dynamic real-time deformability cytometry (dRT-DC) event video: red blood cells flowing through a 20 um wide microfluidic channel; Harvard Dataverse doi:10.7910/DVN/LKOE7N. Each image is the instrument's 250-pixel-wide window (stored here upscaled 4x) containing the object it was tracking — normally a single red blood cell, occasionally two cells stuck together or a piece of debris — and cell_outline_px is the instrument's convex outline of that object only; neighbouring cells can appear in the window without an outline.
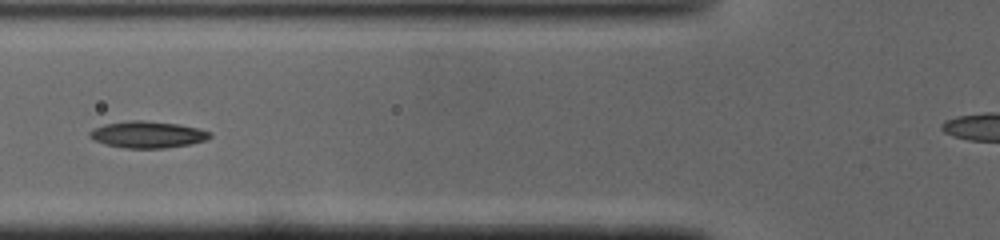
{"species": "common noctule bat (a hibernating species)", "species_latin": "Nyctalus noctula", "temperature_condition": "cold", "stored_images_in_passage": 44, "camera_frame_rate_fps": 3000, "um_per_image_px": 0.085, "animal": {"sex": "male", "body_mass_g": 19.0, "forearm_length_mm": 50.8}, "frame": {"image": 1, "passage_image": 18, "time_ms": 5.667, "image_size_px": [1000, 240], "cell_outline_px": [[212, 136], [208, 140], [192, 144], [164, 148], [124, 148], [104, 144], [92, 140], [88, 136], [88, 132], [104, 124], [132, 120], [140, 120], [180, 124], [200, 128], [212, 132]], "centroid_in_image_um": [12.58, 11.44], "position_along_channel_um": 113.2, "area_um2": 18.96}}
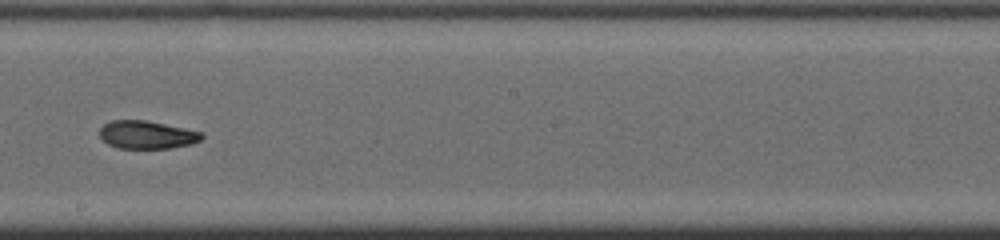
{"frame": {"image": 2, "passage_image": 27, "time_ms": 8.667, "image_size_px": [1000, 240], "cell_outline_px": [[204, 136], [200, 140], [192, 144], [172, 148], [116, 148], [108, 144], [100, 136], [100, 128], [104, 124], [112, 120], [144, 120], [204, 132]], "centroid_in_image_um": [12.5, 11.46], "position_along_channel_um": 235.7, "area_um2": 16.65}}
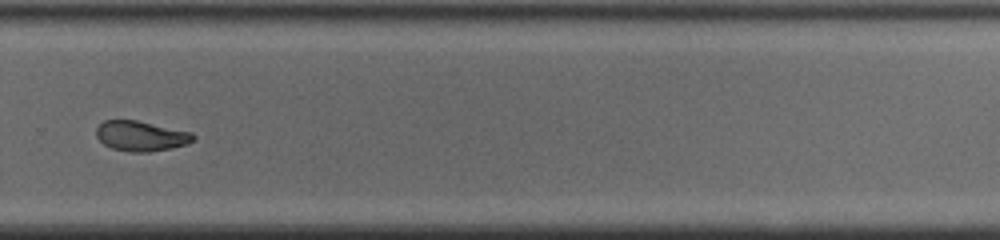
{"frame": {"image": 3, "passage_image": 33, "time_ms": 10.667, "image_size_px": [1000, 240], "cell_outline_px": [[196, 140], [188, 144], [172, 148], [148, 152], [128, 152], [112, 148], [104, 144], [96, 136], [96, 128], [104, 120], [136, 120], [192, 132], [196, 136]], "centroid_in_image_um": [12.01, 11.56], "position_along_channel_um": 317.8, "area_um2": 17.17}, "authors_computed_cell_mechanics": {"area_um2": 17.9469, "velocity_mm_per_s": 4.0984, "shape_relaxation_time_tau1_ms": 6.6039, "shape_relaxation_time_tau2_ms": 3.5705, "deformation_change_tau1": 0.2022, "deformation_change_tau2": 0.0782}}